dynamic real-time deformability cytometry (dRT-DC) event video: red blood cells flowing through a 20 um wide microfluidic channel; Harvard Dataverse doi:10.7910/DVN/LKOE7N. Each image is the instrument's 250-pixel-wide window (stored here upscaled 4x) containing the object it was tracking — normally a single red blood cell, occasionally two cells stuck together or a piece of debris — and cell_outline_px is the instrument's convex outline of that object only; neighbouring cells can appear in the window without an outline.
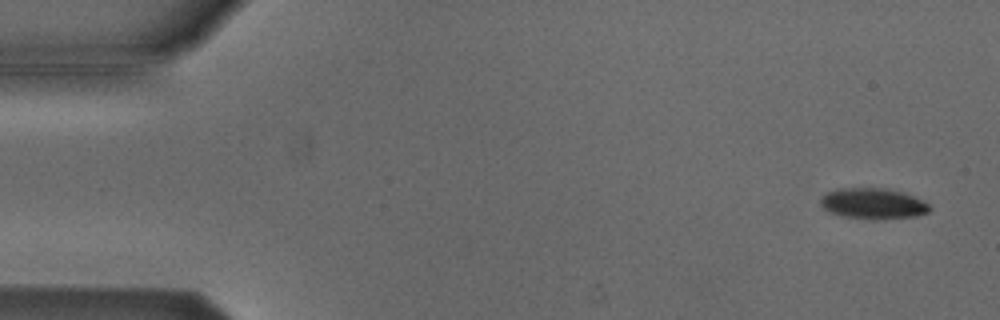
{"species": "Egyptian fruit bat (a non-hibernating species)", "species_latin": "Rousettus aegyptiacus", "temperature_condition": "cold", "stored_images_in_passage": 54, "camera_frame_rate_fps": 3000, "um_per_image_px": 0.085, "animal": {"sex": "male"}, "frame": {"image": 1, "passage_image": 3, "time_ms": 0.667, "image_size_px": [1000, 320], "cell_outline_px": [[932, 208], [928, 212], [916, 216], [840, 216], [828, 212], [820, 204], [820, 196], [836, 188], [884, 188], [900, 192], [912, 196], [928, 204]], "centroid_in_image_um": [74.13, 17.25], "position_along_channel_um": 10.9, "area_um2": 18.55}}
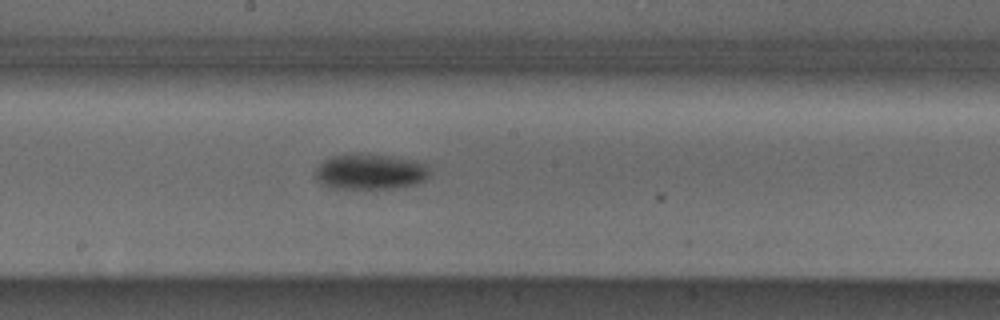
{"frame": {"image": 2, "passage_image": 29, "time_ms": 9.333, "image_size_px": [1000, 320], "cell_outline_px": [[432, 172], [424, 180], [416, 184], [396, 188], [328, 188], [320, 184], [312, 176], [316, 168], [324, 160], [332, 156], [388, 156], [416, 160], [424, 164]], "centroid_in_image_um": [31.44, 14.64], "position_along_channel_um": 216.8, "area_um2": 23.35}}
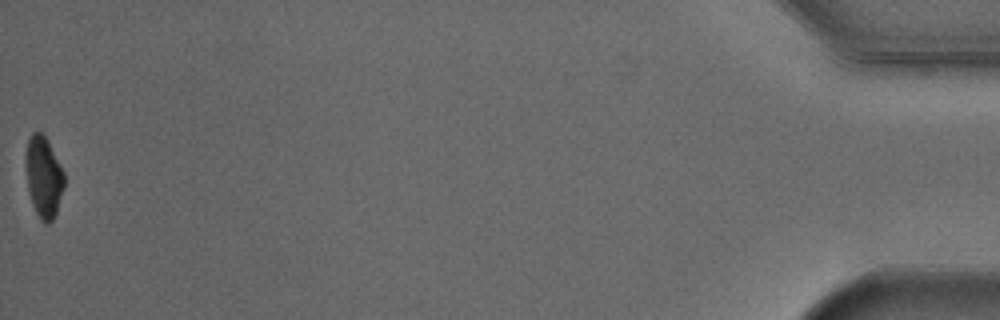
{"frame": {"image": 3, "passage_image": 54, "time_ms": 17.667, "image_size_px": [1000, 320], "cell_outline_px": [[64, 188], [56, 212], [52, 220], [48, 224], [44, 224], [40, 220], [32, 204], [28, 192], [24, 160], [28, 140], [32, 132], [40, 132], [44, 136], [64, 172]], "centroid_in_image_um": [3.68, 15.07], "position_along_channel_um": 431.5, "area_um2": 18.15}, "authors_computed_cell_mechanics": {"area_um2": 21.2704, "velocity_mm_per_s": 3.8321, "shape_relaxation_time_tau1_ms": 4.6198, "shape_relaxation_time_tau2_ms": null, "deformation_change_tau1": 0.1195, "deformation_change_tau2": null}}